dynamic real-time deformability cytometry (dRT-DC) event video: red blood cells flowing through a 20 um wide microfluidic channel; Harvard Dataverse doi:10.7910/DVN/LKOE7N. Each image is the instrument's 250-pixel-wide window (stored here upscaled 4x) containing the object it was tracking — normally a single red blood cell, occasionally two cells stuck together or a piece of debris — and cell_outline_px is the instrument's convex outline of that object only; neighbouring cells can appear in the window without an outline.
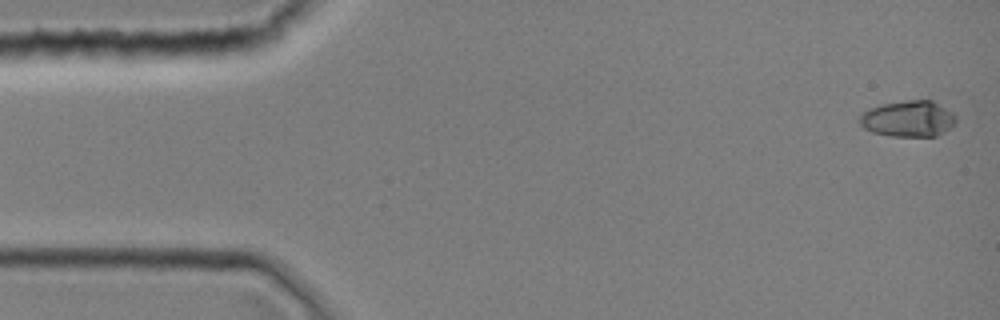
{"species": "common noctule bat (a hibernating species)", "species_latin": "Nyctalus noctula", "temperature_condition": "room temperature", "stored_images_in_passage": 8, "camera_frame_rate_fps": 3000, "um_per_image_px": 0.085, "animal": {"sex": "female", "body_mass_g": 19.0, "forearm_length_mm": 51.5}, "frame": {"image": 1, "passage_image": 1, "time_ms": 0.0, "image_size_px": [1000, 320], "cell_outline_px": [[956, 120], [944, 132], [936, 136], [892, 136], [872, 132], [864, 128], [856, 120], [856, 116], [860, 112], [868, 108], [880, 104], [908, 100], [932, 100], [952, 112], [956, 116]], "centroid_in_image_um": [77.11, 10.08], "position_along_channel_um": 7.9, "area_um2": 20.52}}